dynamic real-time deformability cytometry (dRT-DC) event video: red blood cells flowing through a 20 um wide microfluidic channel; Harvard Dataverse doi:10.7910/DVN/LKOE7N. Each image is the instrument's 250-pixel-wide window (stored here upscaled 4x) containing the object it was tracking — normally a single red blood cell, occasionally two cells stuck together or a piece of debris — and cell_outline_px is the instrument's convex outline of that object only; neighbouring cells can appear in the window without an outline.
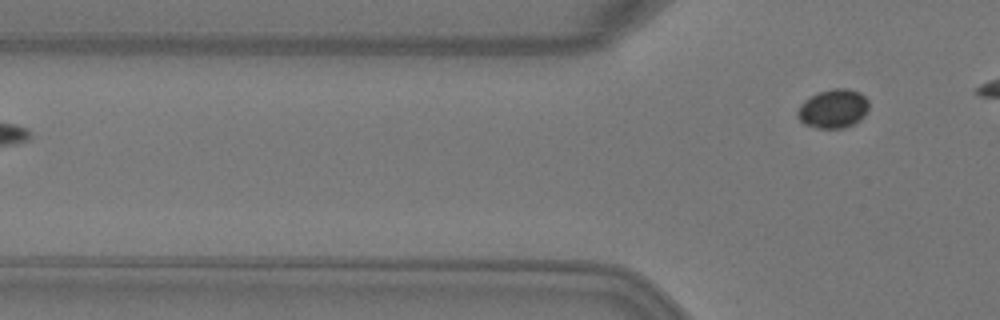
{"species": "Egyptian fruit bat (a non-hibernating species)", "species_latin": "Rousettus aegyptiacus", "temperature_condition": "warm", "stored_images_in_passage": 4, "camera_frame_rate_fps": 3000, "um_per_image_px": 0.085, "animal": {"sex": "female"}, "frame": {"image": 1, "passage_image": 4, "time_ms": 1.0, "image_size_px": [1000, 320], "cell_outline_px": [[868, 108], [864, 116], [860, 120], [844, 128], [816, 128], [804, 124], [796, 116], [796, 112], [800, 104], [808, 96], [832, 88], [848, 88], [860, 92], [868, 100]], "centroid_in_image_um": [70.8, 9.23], "position_along_channel_um": 55.0, "area_um2": 16.36}}